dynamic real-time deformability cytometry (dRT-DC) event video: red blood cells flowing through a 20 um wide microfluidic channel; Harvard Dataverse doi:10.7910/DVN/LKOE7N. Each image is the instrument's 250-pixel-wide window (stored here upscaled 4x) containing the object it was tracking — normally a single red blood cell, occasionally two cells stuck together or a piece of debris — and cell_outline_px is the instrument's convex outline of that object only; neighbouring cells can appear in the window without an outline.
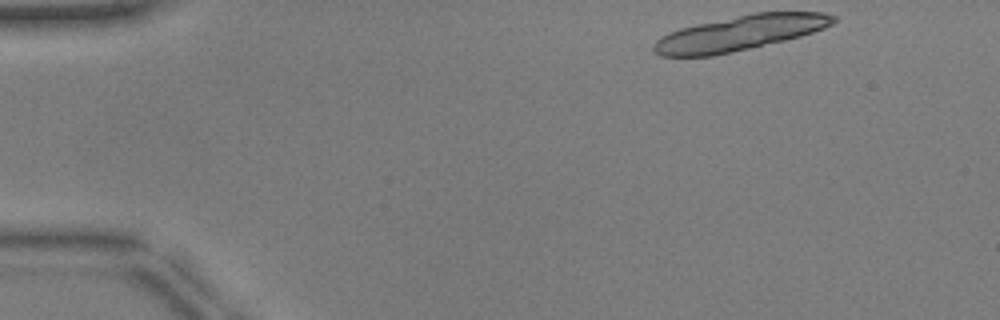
{"species": "common noctule bat (a hibernating species)", "species_latin": "Nyctalus noctula", "temperature_condition": "warm", "stored_images_in_passage": 13, "camera_frame_rate_fps": 3000, "um_per_image_px": 0.085, "animal": {"sex": "male", "body_mass_g": 17.9, "forearm_length_mm": 54.2}, "frame": {"image": 1, "passage_image": 1, "time_ms": 0.0, "image_size_px": [1000, 320], "cell_outline_px": [[836, 20], [832, 24], [824, 28], [800, 36], [784, 40], [732, 52], [712, 56], [660, 56], [652, 48], [652, 44], [660, 36], [668, 32], [680, 28], [696, 24], [752, 12], [824, 12], [836, 16]], "centroid_in_image_um": [62.86, 2.8], "position_along_channel_um": 22.1, "area_um2": 36.59}}